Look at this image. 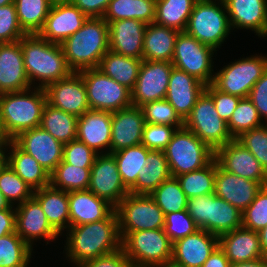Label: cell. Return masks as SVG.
<instances>
[{"label": "cell", "mask_w": 267, "mask_h": 267, "mask_svg": "<svg viewBox=\"0 0 267 267\" xmlns=\"http://www.w3.org/2000/svg\"><path fill=\"white\" fill-rule=\"evenodd\" d=\"M65 246L70 262L80 265L88 260L121 249L118 217L114 211L107 219L69 227Z\"/></svg>", "instance_id": "cell-1"}, {"label": "cell", "mask_w": 267, "mask_h": 267, "mask_svg": "<svg viewBox=\"0 0 267 267\" xmlns=\"http://www.w3.org/2000/svg\"><path fill=\"white\" fill-rule=\"evenodd\" d=\"M24 67L30 84L40 81L37 87L64 79L73 73L60 44L51 43L38 34L25 35L20 39Z\"/></svg>", "instance_id": "cell-2"}, {"label": "cell", "mask_w": 267, "mask_h": 267, "mask_svg": "<svg viewBox=\"0 0 267 267\" xmlns=\"http://www.w3.org/2000/svg\"><path fill=\"white\" fill-rule=\"evenodd\" d=\"M73 72L98 68L109 50V27L103 18L89 17L82 27L61 44Z\"/></svg>", "instance_id": "cell-3"}, {"label": "cell", "mask_w": 267, "mask_h": 267, "mask_svg": "<svg viewBox=\"0 0 267 267\" xmlns=\"http://www.w3.org/2000/svg\"><path fill=\"white\" fill-rule=\"evenodd\" d=\"M30 89L0 94V118L9 140L41 125L46 93L37 86L31 92Z\"/></svg>", "instance_id": "cell-4"}, {"label": "cell", "mask_w": 267, "mask_h": 267, "mask_svg": "<svg viewBox=\"0 0 267 267\" xmlns=\"http://www.w3.org/2000/svg\"><path fill=\"white\" fill-rule=\"evenodd\" d=\"M230 30L232 28L223 0H197L185 32L216 50L228 37Z\"/></svg>", "instance_id": "cell-5"}, {"label": "cell", "mask_w": 267, "mask_h": 267, "mask_svg": "<svg viewBox=\"0 0 267 267\" xmlns=\"http://www.w3.org/2000/svg\"><path fill=\"white\" fill-rule=\"evenodd\" d=\"M172 247L164 229L129 232L121 239V248L132 267L170 265Z\"/></svg>", "instance_id": "cell-6"}, {"label": "cell", "mask_w": 267, "mask_h": 267, "mask_svg": "<svg viewBox=\"0 0 267 267\" xmlns=\"http://www.w3.org/2000/svg\"><path fill=\"white\" fill-rule=\"evenodd\" d=\"M187 210L199 229L218 237L242 227V212L214 193L188 198Z\"/></svg>", "instance_id": "cell-7"}, {"label": "cell", "mask_w": 267, "mask_h": 267, "mask_svg": "<svg viewBox=\"0 0 267 267\" xmlns=\"http://www.w3.org/2000/svg\"><path fill=\"white\" fill-rule=\"evenodd\" d=\"M172 177L204 168L214 151L186 127L177 129L164 150Z\"/></svg>", "instance_id": "cell-8"}, {"label": "cell", "mask_w": 267, "mask_h": 267, "mask_svg": "<svg viewBox=\"0 0 267 267\" xmlns=\"http://www.w3.org/2000/svg\"><path fill=\"white\" fill-rule=\"evenodd\" d=\"M184 127L191 130L213 151L233 140L227 123L220 118L212 97L205 90L184 120Z\"/></svg>", "instance_id": "cell-9"}, {"label": "cell", "mask_w": 267, "mask_h": 267, "mask_svg": "<svg viewBox=\"0 0 267 267\" xmlns=\"http://www.w3.org/2000/svg\"><path fill=\"white\" fill-rule=\"evenodd\" d=\"M115 211L121 239L129 232L164 228L165 215L150 195L128 193Z\"/></svg>", "instance_id": "cell-10"}, {"label": "cell", "mask_w": 267, "mask_h": 267, "mask_svg": "<svg viewBox=\"0 0 267 267\" xmlns=\"http://www.w3.org/2000/svg\"><path fill=\"white\" fill-rule=\"evenodd\" d=\"M86 88L90 110L116 112L132 106L131 91L98 68L79 71Z\"/></svg>", "instance_id": "cell-11"}, {"label": "cell", "mask_w": 267, "mask_h": 267, "mask_svg": "<svg viewBox=\"0 0 267 267\" xmlns=\"http://www.w3.org/2000/svg\"><path fill=\"white\" fill-rule=\"evenodd\" d=\"M222 68L214 74L212 84L219 91L246 98L254 84L267 70V56L252 55L240 58Z\"/></svg>", "instance_id": "cell-12"}, {"label": "cell", "mask_w": 267, "mask_h": 267, "mask_svg": "<svg viewBox=\"0 0 267 267\" xmlns=\"http://www.w3.org/2000/svg\"><path fill=\"white\" fill-rule=\"evenodd\" d=\"M217 51L202 44L186 32H180L176 39L172 64L175 68L185 71L205 85L212 84L214 74L213 54Z\"/></svg>", "instance_id": "cell-13"}, {"label": "cell", "mask_w": 267, "mask_h": 267, "mask_svg": "<svg viewBox=\"0 0 267 267\" xmlns=\"http://www.w3.org/2000/svg\"><path fill=\"white\" fill-rule=\"evenodd\" d=\"M173 67L172 62L142 60L131 91L132 105L140 107L147 102L165 99Z\"/></svg>", "instance_id": "cell-14"}, {"label": "cell", "mask_w": 267, "mask_h": 267, "mask_svg": "<svg viewBox=\"0 0 267 267\" xmlns=\"http://www.w3.org/2000/svg\"><path fill=\"white\" fill-rule=\"evenodd\" d=\"M88 190L116 207L129 193L112 153L98 154L91 167Z\"/></svg>", "instance_id": "cell-15"}, {"label": "cell", "mask_w": 267, "mask_h": 267, "mask_svg": "<svg viewBox=\"0 0 267 267\" xmlns=\"http://www.w3.org/2000/svg\"><path fill=\"white\" fill-rule=\"evenodd\" d=\"M214 159L225 171L267 186V172L253 154L233 139L214 151Z\"/></svg>", "instance_id": "cell-16"}, {"label": "cell", "mask_w": 267, "mask_h": 267, "mask_svg": "<svg viewBox=\"0 0 267 267\" xmlns=\"http://www.w3.org/2000/svg\"><path fill=\"white\" fill-rule=\"evenodd\" d=\"M47 103L64 112L80 117L90 110L82 75L73 72L70 76L50 83L45 88Z\"/></svg>", "instance_id": "cell-17"}, {"label": "cell", "mask_w": 267, "mask_h": 267, "mask_svg": "<svg viewBox=\"0 0 267 267\" xmlns=\"http://www.w3.org/2000/svg\"><path fill=\"white\" fill-rule=\"evenodd\" d=\"M13 141L49 173L63 160L64 144L41 126L20 133Z\"/></svg>", "instance_id": "cell-18"}, {"label": "cell", "mask_w": 267, "mask_h": 267, "mask_svg": "<svg viewBox=\"0 0 267 267\" xmlns=\"http://www.w3.org/2000/svg\"><path fill=\"white\" fill-rule=\"evenodd\" d=\"M218 246V236L199 229L173 243L170 265L174 267H201Z\"/></svg>", "instance_id": "cell-19"}, {"label": "cell", "mask_w": 267, "mask_h": 267, "mask_svg": "<svg viewBox=\"0 0 267 267\" xmlns=\"http://www.w3.org/2000/svg\"><path fill=\"white\" fill-rule=\"evenodd\" d=\"M16 222L15 232L33 248L34 240L45 238L55 240L60 236L47 221L39 202L34 198H30L15 207Z\"/></svg>", "instance_id": "cell-20"}, {"label": "cell", "mask_w": 267, "mask_h": 267, "mask_svg": "<svg viewBox=\"0 0 267 267\" xmlns=\"http://www.w3.org/2000/svg\"><path fill=\"white\" fill-rule=\"evenodd\" d=\"M87 16L72 3L52 4L44 26L38 35L56 44H61L79 30Z\"/></svg>", "instance_id": "cell-21"}, {"label": "cell", "mask_w": 267, "mask_h": 267, "mask_svg": "<svg viewBox=\"0 0 267 267\" xmlns=\"http://www.w3.org/2000/svg\"><path fill=\"white\" fill-rule=\"evenodd\" d=\"M214 194L243 212L263 187L260 183L223 170L216 162Z\"/></svg>", "instance_id": "cell-22"}, {"label": "cell", "mask_w": 267, "mask_h": 267, "mask_svg": "<svg viewBox=\"0 0 267 267\" xmlns=\"http://www.w3.org/2000/svg\"><path fill=\"white\" fill-rule=\"evenodd\" d=\"M145 119L140 107L130 106L112 112L110 153L142 143Z\"/></svg>", "instance_id": "cell-23"}, {"label": "cell", "mask_w": 267, "mask_h": 267, "mask_svg": "<svg viewBox=\"0 0 267 267\" xmlns=\"http://www.w3.org/2000/svg\"><path fill=\"white\" fill-rule=\"evenodd\" d=\"M111 126V112L88 110L77 119V140L85 143L97 154H104L102 150L105 149V153H110Z\"/></svg>", "instance_id": "cell-24"}, {"label": "cell", "mask_w": 267, "mask_h": 267, "mask_svg": "<svg viewBox=\"0 0 267 267\" xmlns=\"http://www.w3.org/2000/svg\"><path fill=\"white\" fill-rule=\"evenodd\" d=\"M109 50L126 57L143 59V41L147 24L136 19L108 23Z\"/></svg>", "instance_id": "cell-25"}, {"label": "cell", "mask_w": 267, "mask_h": 267, "mask_svg": "<svg viewBox=\"0 0 267 267\" xmlns=\"http://www.w3.org/2000/svg\"><path fill=\"white\" fill-rule=\"evenodd\" d=\"M31 88L27 77L20 40L0 44V94Z\"/></svg>", "instance_id": "cell-26"}, {"label": "cell", "mask_w": 267, "mask_h": 267, "mask_svg": "<svg viewBox=\"0 0 267 267\" xmlns=\"http://www.w3.org/2000/svg\"><path fill=\"white\" fill-rule=\"evenodd\" d=\"M205 84L183 70L172 68L165 99L185 120L198 97L204 92Z\"/></svg>", "instance_id": "cell-27"}, {"label": "cell", "mask_w": 267, "mask_h": 267, "mask_svg": "<svg viewBox=\"0 0 267 267\" xmlns=\"http://www.w3.org/2000/svg\"><path fill=\"white\" fill-rule=\"evenodd\" d=\"M231 28L250 29L267 36V0H223Z\"/></svg>", "instance_id": "cell-28"}, {"label": "cell", "mask_w": 267, "mask_h": 267, "mask_svg": "<svg viewBox=\"0 0 267 267\" xmlns=\"http://www.w3.org/2000/svg\"><path fill=\"white\" fill-rule=\"evenodd\" d=\"M70 227L107 219L115 207L90 190L68 192Z\"/></svg>", "instance_id": "cell-29"}, {"label": "cell", "mask_w": 267, "mask_h": 267, "mask_svg": "<svg viewBox=\"0 0 267 267\" xmlns=\"http://www.w3.org/2000/svg\"><path fill=\"white\" fill-rule=\"evenodd\" d=\"M219 247L224 251L230 263H240L263 258L259 233L239 227L219 237Z\"/></svg>", "instance_id": "cell-30"}, {"label": "cell", "mask_w": 267, "mask_h": 267, "mask_svg": "<svg viewBox=\"0 0 267 267\" xmlns=\"http://www.w3.org/2000/svg\"><path fill=\"white\" fill-rule=\"evenodd\" d=\"M33 197L39 202L51 227L61 236L63 229L70 227L68 192L49 184L34 190Z\"/></svg>", "instance_id": "cell-31"}, {"label": "cell", "mask_w": 267, "mask_h": 267, "mask_svg": "<svg viewBox=\"0 0 267 267\" xmlns=\"http://www.w3.org/2000/svg\"><path fill=\"white\" fill-rule=\"evenodd\" d=\"M7 164L33 190L50 184V173L34 157L23 151L13 140L8 143Z\"/></svg>", "instance_id": "cell-32"}, {"label": "cell", "mask_w": 267, "mask_h": 267, "mask_svg": "<svg viewBox=\"0 0 267 267\" xmlns=\"http://www.w3.org/2000/svg\"><path fill=\"white\" fill-rule=\"evenodd\" d=\"M180 31L155 23L147 24L143 41V60L171 62Z\"/></svg>", "instance_id": "cell-33"}, {"label": "cell", "mask_w": 267, "mask_h": 267, "mask_svg": "<svg viewBox=\"0 0 267 267\" xmlns=\"http://www.w3.org/2000/svg\"><path fill=\"white\" fill-rule=\"evenodd\" d=\"M147 165L138 173L136 184L129 190L135 195H150L163 181L171 177L164 151L149 150Z\"/></svg>", "instance_id": "cell-34"}, {"label": "cell", "mask_w": 267, "mask_h": 267, "mask_svg": "<svg viewBox=\"0 0 267 267\" xmlns=\"http://www.w3.org/2000/svg\"><path fill=\"white\" fill-rule=\"evenodd\" d=\"M142 60L108 50L101 59L98 69L132 91L138 78Z\"/></svg>", "instance_id": "cell-35"}, {"label": "cell", "mask_w": 267, "mask_h": 267, "mask_svg": "<svg viewBox=\"0 0 267 267\" xmlns=\"http://www.w3.org/2000/svg\"><path fill=\"white\" fill-rule=\"evenodd\" d=\"M156 0H111L103 15L109 23L122 19H136L146 24L155 21Z\"/></svg>", "instance_id": "cell-36"}, {"label": "cell", "mask_w": 267, "mask_h": 267, "mask_svg": "<svg viewBox=\"0 0 267 267\" xmlns=\"http://www.w3.org/2000/svg\"><path fill=\"white\" fill-rule=\"evenodd\" d=\"M197 0H156L155 21L160 26L185 32Z\"/></svg>", "instance_id": "cell-37"}, {"label": "cell", "mask_w": 267, "mask_h": 267, "mask_svg": "<svg viewBox=\"0 0 267 267\" xmlns=\"http://www.w3.org/2000/svg\"><path fill=\"white\" fill-rule=\"evenodd\" d=\"M78 117L46 103L41 119V127L62 144L77 139Z\"/></svg>", "instance_id": "cell-38"}, {"label": "cell", "mask_w": 267, "mask_h": 267, "mask_svg": "<svg viewBox=\"0 0 267 267\" xmlns=\"http://www.w3.org/2000/svg\"><path fill=\"white\" fill-rule=\"evenodd\" d=\"M148 151L149 149L140 144L112 153L121 179L128 190L136 184L138 173L147 165Z\"/></svg>", "instance_id": "cell-39"}, {"label": "cell", "mask_w": 267, "mask_h": 267, "mask_svg": "<svg viewBox=\"0 0 267 267\" xmlns=\"http://www.w3.org/2000/svg\"><path fill=\"white\" fill-rule=\"evenodd\" d=\"M19 24L27 35L38 34L44 26L50 0H14Z\"/></svg>", "instance_id": "cell-40"}, {"label": "cell", "mask_w": 267, "mask_h": 267, "mask_svg": "<svg viewBox=\"0 0 267 267\" xmlns=\"http://www.w3.org/2000/svg\"><path fill=\"white\" fill-rule=\"evenodd\" d=\"M91 168H82L62 160L50 173V185L66 192L88 190Z\"/></svg>", "instance_id": "cell-41"}, {"label": "cell", "mask_w": 267, "mask_h": 267, "mask_svg": "<svg viewBox=\"0 0 267 267\" xmlns=\"http://www.w3.org/2000/svg\"><path fill=\"white\" fill-rule=\"evenodd\" d=\"M216 160L213 159L204 168L177 176L187 198L214 193Z\"/></svg>", "instance_id": "cell-42"}, {"label": "cell", "mask_w": 267, "mask_h": 267, "mask_svg": "<svg viewBox=\"0 0 267 267\" xmlns=\"http://www.w3.org/2000/svg\"><path fill=\"white\" fill-rule=\"evenodd\" d=\"M164 215L187 209L188 198L177 177L163 181L151 194Z\"/></svg>", "instance_id": "cell-43"}, {"label": "cell", "mask_w": 267, "mask_h": 267, "mask_svg": "<svg viewBox=\"0 0 267 267\" xmlns=\"http://www.w3.org/2000/svg\"><path fill=\"white\" fill-rule=\"evenodd\" d=\"M32 250L16 232L0 237V267H28Z\"/></svg>", "instance_id": "cell-44"}, {"label": "cell", "mask_w": 267, "mask_h": 267, "mask_svg": "<svg viewBox=\"0 0 267 267\" xmlns=\"http://www.w3.org/2000/svg\"><path fill=\"white\" fill-rule=\"evenodd\" d=\"M263 124L254 104L246 97L240 99L232 117L227 123V127L232 138L236 139L242 133L262 126Z\"/></svg>", "instance_id": "cell-45"}, {"label": "cell", "mask_w": 267, "mask_h": 267, "mask_svg": "<svg viewBox=\"0 0 267 267\" xmlns=\"http://www.w3.org/2000/svg\"><path fill=\"white\" fill-rule=\"evenodd\" d=\"M0 191L10 205H19L34 195V190L7 164L0 172ZM17 201V202H16Z\"/></svg>", "instance_id": "cell-46"}, {"label": "cell", "mask_w": 267, "mask_h": 267, "mask_svg": "<svg viewBox=\"0 0 267 267\" xmlns=\"http://www.w3.org/2000/svg\"><path fill=\"white\" fill-rule=\"evenodd\" d=\"M140 108L145 123L164 124L176 129L184 127V120L166 99L147 102Z\"/></svg>", "instance_id": "cell-47"}, {"label": "cell", "mask_w": 267, "mask_h": 267, "mask_svg": "<svg viewBox=\"0 0 267 267\" xmlns=\"http://www.w3.org/2000/svg\"><path fill=\"white\" fill-rule=\"evenodd\" d=\"M267 225V186L261 188L252 203L242 212V226L259 232Z\"/></svg>", "instance_id": "cell-48"}, {"label": "cell", "mask_w": 267, "mask_h": 267, "mask_svg": "<svg viewBox=\"0 0 267 267\" xmlns=\"http://www.w3.org/2000/svg\"><path fill=\"white\" fill-rule=\"evenodd\" d=\"M164 232L174 243L178 239L184 238L199 230L193 218L188 214V210L166 214L164 217Z\"/></svg>", "instance_id": "cell-49"}, {"label": "cell", "mask_w": 267, "mask_h": 267, "mask_svg": "<svg viewBox=\"0 0 267 267\" xmlns=\"http://www.w3.org/2000/svg\"><path fill=\"white\" fill-rule=\"evenodd\" d=\"M236 140L253 154L267 172V124L242 133Z\"/></svg>", "instance_id": "cell-50"}, {"label": "cell", "mask_w": 267, "mask_h": 267, "mask_svg": "<svg viewBox=\"0 0 267 267\" xmlns=\"http://www.w3.org/2000/svg\"><path fill=\"white\" fill-rule=\"evenodd\" d=\"M27 35L19 24L14 3L0 7V44L19 41Z\"/></svg>", "instance_id": "cell-51"}, {"label": "cell", "mask_w": 267, "mask_h": 267, "mask_svg": "<svg viewBox=\"0 0 267 267\" xmlns=\"http://www.w3.org/2000/svg\"><path fill=\"white\" fill-rule=\"evenodd\" d=\"M176 130L169 125L145 123L141 144L149 150L164 151Z\"/></svg>", "instance_id": "cell-52"}, {"label": "cell", "mask_w": 267, "mask_h": 267, "mask_svg": "<svg viewBox=\"0 0 267 267\" xmlns=\"http://www.w3.org/2000/svg\"><path fill=\"white\" fill-rule=\"evenodd\" d=\"M97 155L94 150L77 139L64 144L63 160L68 164L91 168Z\"/></svg>", "instance_id": "cell-53"}, {"label": "cell", "mask_w": 267, "mask_h": 267, "mask_svg": "<svg viewBox=\"0 0 267 267\" xmlns=\"http://www.w3.org/2000/svg\"><path fill=\"white\" fill-rule=\"evenodd\" d=\"M205 91L212 97L220 118L228 123L241 97L219 91L213 84L206 85Z\"/></svg>", "instance_id": "cell-54"}, {"label": "cell", "mask_w": 267, "mask_h": 267, "mask_svg": "<svg viewBox=\"0 0 267 267\" xmlns=\"http://www.w3.org/2000/svg\"><path fill=\"white\" fill-rule=\"evenodd\" d=\"M248 98L252 101L259 117L267 124V70L252 87Z\"/></svg>", "instance_id": "cell-55"}, {"label": "cell", "mask_w": 267, "mask_h": 267, "mask_svg": "<svg viewBox=\"0 0 267 267\" xmlns=\"http://www.w3.org/2000/svg\"><path fill=\"white\" fill-rule=\"evenodd\" d=\"M77 267H132L124 251L121 249L107 255L81 263Z\"/></svg>", "instance_id": "cell-56"}, {"label": "cell", "mask_w": 267, "mask_h": 267, "mask_svg": "<svg viewBox=\"0 0 267 267\" xmlns=\"http://www.w3.org/2000/svg\"><path fill=\"white\" fill-rule=\"evenodd\" d=\"M111 0H72L88 18H102Z\"/></svg>", "instance_id": "cell-57"}, {"label": "cell", "mask_w": 267, "mask_h": 267, "mask_svg": "<svg viewBox=\"0 0 267 267\" xmlns=\"http://www.w3.org/2000/svg\"><path fill=\"white\" fill-rule=\"evenodd\" d=\"M13 207L0 210V237L15 232L16 212Z\"/></svg>", "instance_id": "cell-58"}, {"label": "cell", "mask_w": 267, "mask_h": 267, "mask_svg": "<svg viewBox=\"0 0 267 267\" xmlns=\"http://www.w3.org/2000/svg\"><path fill=\"white\" fill-rule=\"evenodd\" d=\"M230 261L218 246L201 267H230Z\"/></svg>", "instance_id": "cell-59"}, {"label": "cell", "mask_w": 267, "mask_h": 267, "mask_svg": "<svg viewBox=\"0 0 267 267\" xmlns=\"http://www.w3.org/2000/svg\"><path fill=\"white\" fill-rule=\"evenodd\" d=\"M230 267H267V258H258L253 261L231 263Z\"/></svg>", "instance_id": "cell-60"}, {"label": "cell", "mask_w": 267, "mask_h": 267, "mask_svg": "<svg viewBox=\"0 0 267 267\" xmlns=\"http://www.w3.org/2000/svg\"><path fill=\"white\" fill-rule=\"evenodd\" d=\"M260 247L264 257L267 258V225L259 232Z\"/></svg>", "instance_id": "cell-61"}, {"label": "cell", "mask_w": 267, "mask_h": 267, "mask_svg": "<svg viewBox=\"0 0 267 267\" xmlns=\"http://www.w3.org/2000/svg\"><path fill=\"white\" fill-rule=\"evenodd\" d=\"M8 143H0V172L7 165V151ZM6 151V152H5Z\"/></svg>", "instance_id": "cell-62"}, {"label": "cell", "mask_w": 267, "mask_h": 267, "mask_svg": "<svg viewBox=\"0 0 267 267\" xmlns=\"http://www.w3.org/2000/svg\"><path fill=\"white\" fill-rule=\"evenodd\" d=\"M11 205L9 202L5 199L4 195L0 191V210L8 209Z\"/></svg>", "instance_id": "cell-63"}, {"label": "cell", "mask_w": 267, "mask_h": 267, "mask_svg": "<svg viewBox=\"0 0 267 267\" xmlns=\"http://www.w3.org/2000/svg\"><path fill=\"white\" fill-rule=\"evenodd\" d=\"M9 139L7 137V135L5 134L3 127H2V123H1V118H0V143H9Z\"/></svg>", "instance_id": "cell-64"}, {"label": "cell", "mask_w": 267, "mask_h": 267, "mask_svg": "<svg viewBox=\"0 0 267 267\" xmlns=\"http://www.w3.org/2000/svg\"><path fill=\"white\" fill-rule=\"evenodd\" d=\"M50 2L52 4H56V3H71L72 0H50Z\"/></svg>", "instance_id": "cell-65"}, {"label": "cell", "mask_w": 267, "mask_h": 267, "mask_svg": "<svg viewBox=\"0 0 267 267\" xmlns=\"http://www.w3.org/2000/svg\"><path fill=\"white\" fill-rule=\"evenodd\" d=\"M14 3V0H0V7Z\"/></svg>", "instance_id": "cell-66"}, {"label": "cell", "mask_w": 267, "mask_h": 267, "mask_svg": "<svg viewBox=\"0 0 267 267\" xmlns=\"http://www.w3.org/2000/svg\"><path fill=\"white\" fill-rule=\"evenodd\" d=\"M155 267H174L172 265H166V266H155Z\"/></svg>", "instance_id": "cell-67"}]
</instances>
